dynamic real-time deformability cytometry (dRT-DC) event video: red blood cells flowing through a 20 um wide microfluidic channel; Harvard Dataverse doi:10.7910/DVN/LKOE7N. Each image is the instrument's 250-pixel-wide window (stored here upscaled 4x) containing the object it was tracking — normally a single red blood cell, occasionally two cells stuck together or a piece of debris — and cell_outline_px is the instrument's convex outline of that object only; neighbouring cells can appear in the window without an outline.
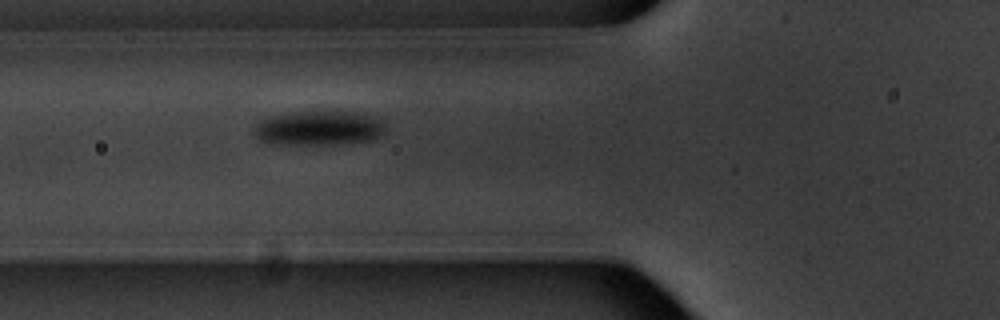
{"species": "common noctule bat (a hibernating species)", "species_latin": "Nyctalus noctula", "temperature_condition": "warm", "stored_images_in_passage": 4, "camera_frame_rate_fps": 3000, "um_per_image_px": 0.085, "animal": {"sex": "male", "body_mass_g": 20.1, "forearm_length_mm": 53.5}, "frame": {"image": 1, "passage_image": 4, "time_ms": 3.667, "image_size_px": [1000, 320], "cell_outline_px": [[384, 132], [372, 140], [332, 144], [272, 144], [260, 140], [256, 136], [256, 124], [260, 120], [268, 116], [296, 112], [368, 112], [384, 120]], "centroid_in_image_um": [27.15, 10.87], "position_along_channel_um": 98.6, "area_um2": 26.47}}